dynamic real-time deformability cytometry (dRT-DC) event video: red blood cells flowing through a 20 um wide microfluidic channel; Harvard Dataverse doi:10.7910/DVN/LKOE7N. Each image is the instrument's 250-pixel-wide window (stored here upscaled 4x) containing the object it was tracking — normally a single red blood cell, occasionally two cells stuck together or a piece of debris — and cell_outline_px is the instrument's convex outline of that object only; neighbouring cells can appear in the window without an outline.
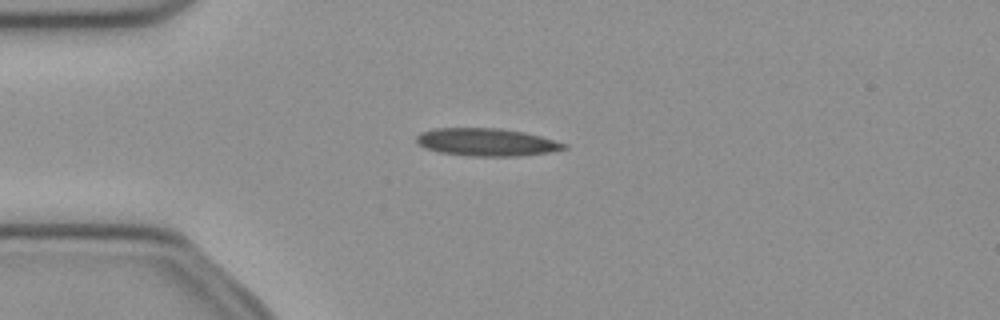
{"species": "common noctule bat (a hibernating species)", "species_latin": "Nyctalus noctula", "temperature_condition": "cold", "stored_images_in_passage": 49, "camera_frame_rate_fps": 3000, "um_per_image_px": 0.085, "animal": {"sex": "female", "body_mass_g": 21.9}, "frame": {"image": 1, "passage_image": 11, "time_ms": 3.333, "image_size_px": [1000, 320], "cell_outline_px": [[568, 148], [548, 152], [520, 156], [472, 156], [440, 152], [424, 148], [416, 140], [416, 136], [420, 132], [436, 128], [500, 128], [524, 132], [540, 136], [568, 144]], "centroid_in_image_um": [41.36, 12.08], "position_along_channel_um": 43.6, "area_um2": 23.76}}
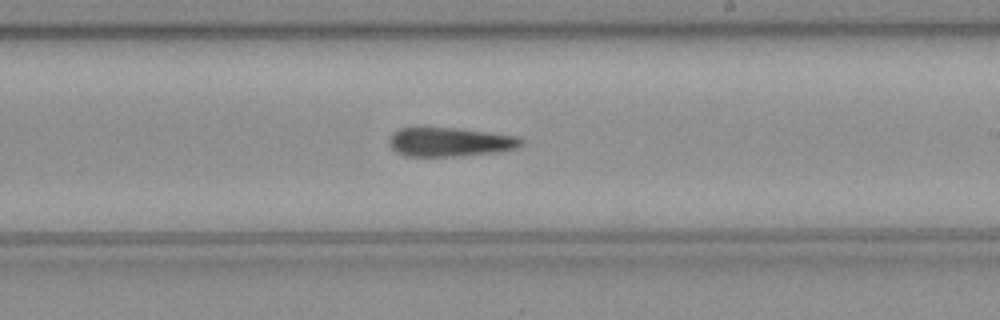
{"frame": {"image": 2, "passage_image": 28, "time_ms": 9.0, "image_size_px": [1000, 320], "cell_outline_px": [[524, 144], [516, 148], [496, 152], [460, 156], [408, 156], [396, 152], [388, 144], [388, 140], [392, 132], [400, 128], [456, 128], [488, 132], [516, 136], [524, 140]], "centroid_in_image_um": [38.23, 12.07], "position_along_channel_um": 250.8, "area_um2": 22.31}}
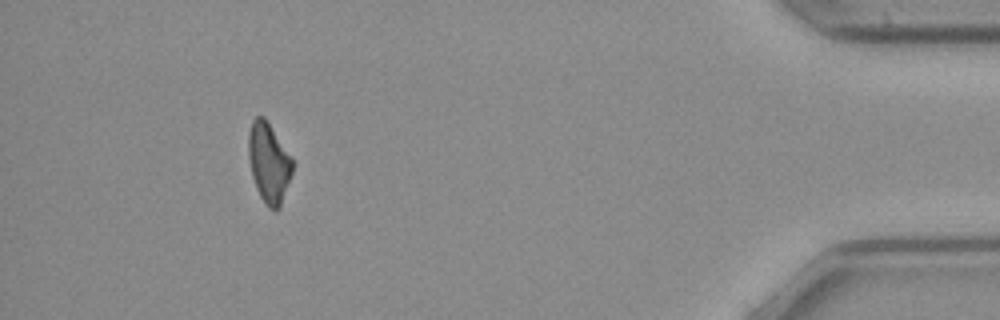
{"frame": {"image": 3, "passage_image": 45, "time_ms": 14.667, "image_size_px": [1000, 320], "cell_outline_px": [[292, 172], [280, 208], [276, 212], [268, 208], [264, 204], [256, 188], [252, 176], [248, 156], [248, 136], [252, 120], [256, 116], [264, 116], [292, 156]], "centroid_in_image_um": [22.84, 13.85], "position_along_channel_um": 412.4, "area_um2": 20.69}}